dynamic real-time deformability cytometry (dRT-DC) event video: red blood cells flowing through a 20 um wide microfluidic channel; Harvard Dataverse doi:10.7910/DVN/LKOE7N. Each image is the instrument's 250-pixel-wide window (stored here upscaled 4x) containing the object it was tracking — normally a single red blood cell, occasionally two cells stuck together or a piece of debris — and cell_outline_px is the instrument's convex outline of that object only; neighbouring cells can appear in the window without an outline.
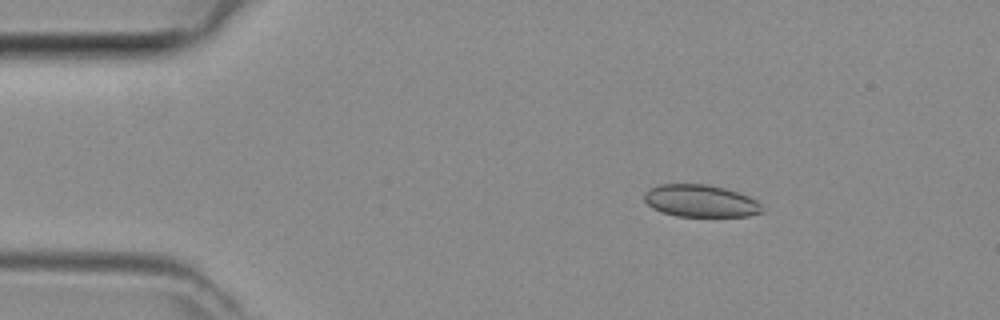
{"species": "common noctule bat (a hibernating species)", "species_latin": "Nyctalus noctula", "temperature_condition": "room temperature", "stored_images_in_passage": 4, "camera_frame_rate_fps": 3000, "um_per_image_px": 0.085, "animal": {"sex": "female", "body_mass_g": 29.2, "forearm_length_mm": 56.3}, "frame": {"image": 1, "passage_image": 1, "time_ms": 0.0, "image_size_px": [1000, 320], "cell_outline_px": [[760, 212], [748, 216], [676, 216], [652, 208], [644, 200], [644, 192], [648, 188], [660, 184], [708, 184], [724, 188], [748, 196], [756, 200], [760, 204]], "centroid_in_image_um": [59.49, 17.06], "position_along_channel_um": 25.5, "area_um2": 21.96}}
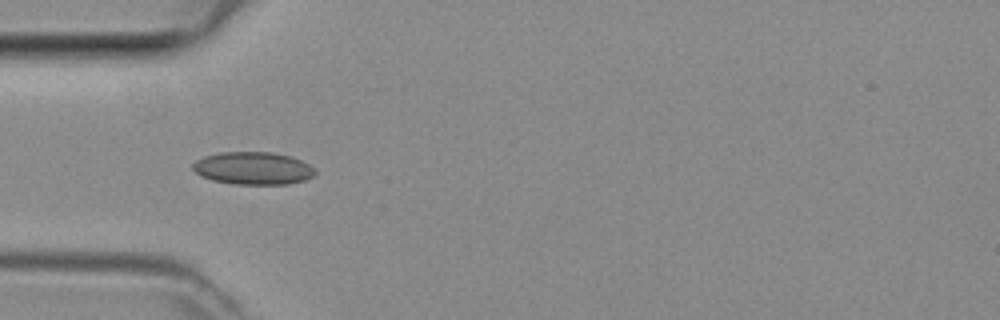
{"frame": {"image": 2, "passage_image": 3, "time_ms": 0.667, "image_size_px": [1000, 320], "cell_outline_px": [[316, 172], [312, 176], [304, 180], [288, 184], [232, 184], [212, 180], [200, 176], [192, 168], [192, 164], [196, 160], [204, 156], [220, 152], [272, 152], [288, 156], [300, 160], [308, 164]], "centroid_in_image_um": [21.46, 14.3], "position_along_channel_um": 63.5, "area_um2": 23.18}}
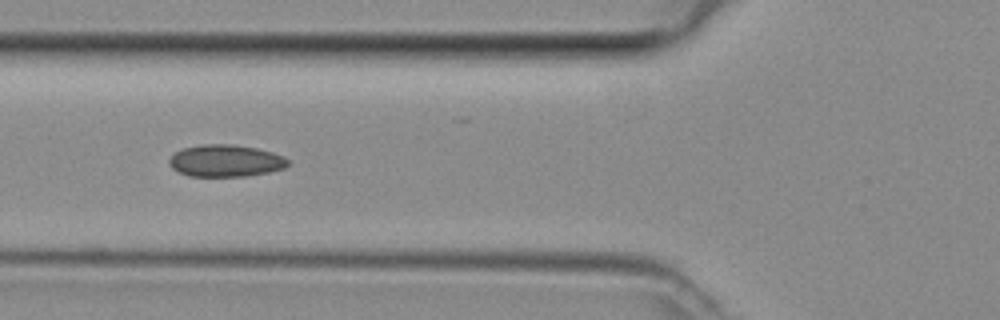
{"frame": {"image": 3, "passage_image": 4, "time_ms": 1.0, "image_size_px": [1000, 320], "cell_outline_px": [[292, 164], [284, 168], [268, 172], [244, 176], [188, 176], [172, 168], [168, 164], [168, 160], [180, 148], [200, 144], [232, 144], [256, 148], [272, 152], [284, 156]], "centroid_in_image_um": [19.17, 13.65], "position_along_channel_um": 106.6, "area_um2": 22.31}}